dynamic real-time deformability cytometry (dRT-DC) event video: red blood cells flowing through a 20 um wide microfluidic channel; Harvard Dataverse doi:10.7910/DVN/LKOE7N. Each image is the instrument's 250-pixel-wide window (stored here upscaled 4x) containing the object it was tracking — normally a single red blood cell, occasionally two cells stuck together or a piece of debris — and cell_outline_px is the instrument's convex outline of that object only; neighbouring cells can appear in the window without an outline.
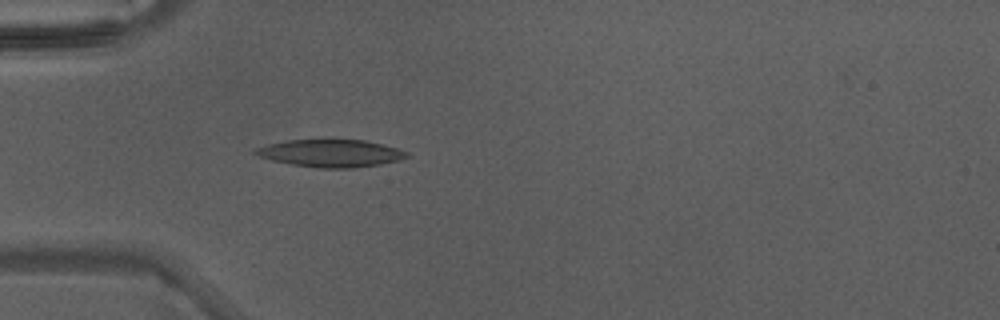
{"species": "Egyptian fruit bat (a non-hibernating species)", "species_latin": "Rousettus aegyptiacus", "temperature_condition": "warm", "stored_images_in_passage": 2, "camera_frame_rate_fps": 3000, "um_per_image_px": 0.085, "animal": {"sex": "male"}, "frame": {"image": 1, "passage_image": 2, "time_ms": 0.333, "image_size_px": [1000, 320], "cell_outline_px": [[412, 156], [400, 160], [380, 164], [352, 168], [320, 168], [292, 164], [272, 160], [260, 156], [252, 152], [256, 148], [268, 144], [288, 140], [364, 140], [396, 148], [408, 152]], "centroid_in_image_um": [28.14, 13.03], "position_along_channel_um": 56.9, "area_um2": 23.99}}